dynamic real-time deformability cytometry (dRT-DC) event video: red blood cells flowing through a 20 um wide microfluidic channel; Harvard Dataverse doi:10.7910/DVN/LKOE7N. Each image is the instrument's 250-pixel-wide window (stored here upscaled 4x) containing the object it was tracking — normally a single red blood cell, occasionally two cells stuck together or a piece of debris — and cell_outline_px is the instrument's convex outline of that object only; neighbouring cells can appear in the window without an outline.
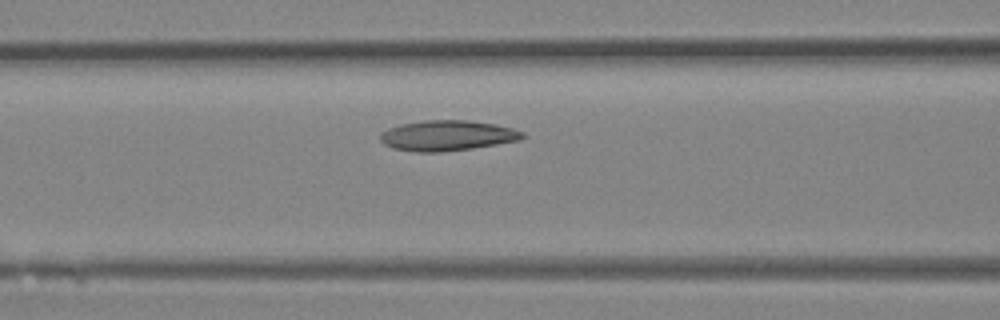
{"species": "Egyptian fruit bat (a non-hibernating species)", "species_latin": "Rousettus aegyptiacus", "temperature_condition": "room temperature", "stored_images_in_passage": 20, "camera_frame_rate_fps": 3000, "um_per_image_px": 0.085, "animal": {"sex": "female"}, "frame": {"image": 1, "passage_image": 4, "time_ms": 1.0, "image_size_px": [1000, 320], "cell_outline_px": [[524, 136], [520, 140], [472, 148], [440, 152], [416, 152], [392, 148], [384, 144], [380, 140], [380, 132], [388, 128], [400, 124], [424, 120], [468, 120], [496, 124], [512, 128], [524, 132]], "centroid_in_image_um": [37.99, 11.52], "position_along_channel_um": 128.6, "area_um2": 25.26}}
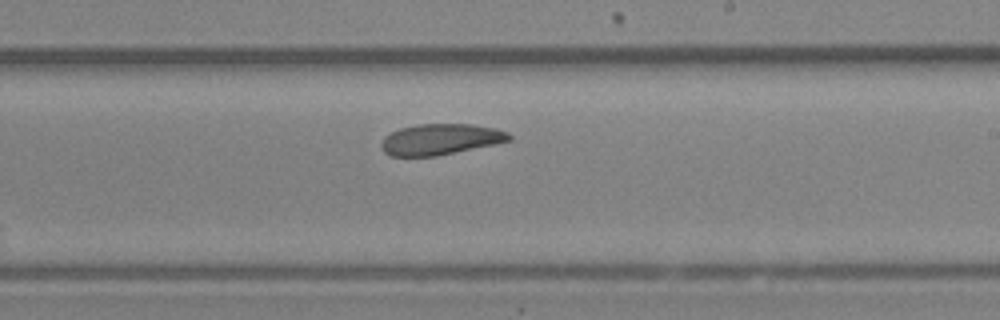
{"frame": {"image": 2, "passage_image": 11, "time_ms": 3.333, "image_size_px": [1000, 320], "cell_outline_px": [[512, 140], [436, 156], [388, 156], [384, 152], [380, 144], [384, 136], [400, 128], [416, 124], [472, 124], [496, 128], [508, 132], [512, 136]], "centroid_in_image_um": [37.42, 11.83], "position_along_channel_um": 251.6, "area_um2": 23.06}}
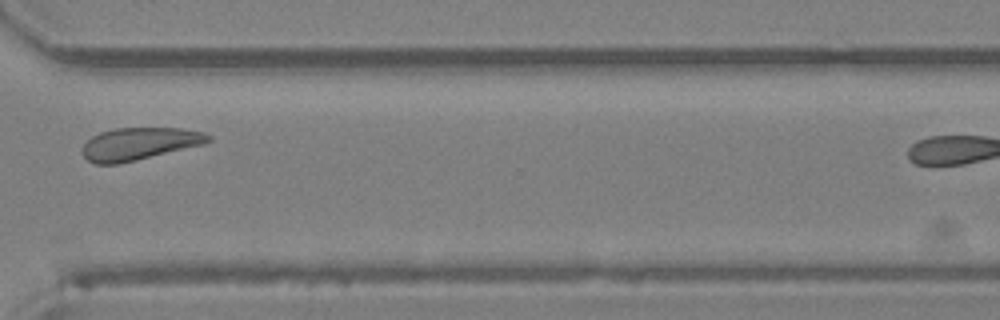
{"frame": {"image": 3, "passage_image": 17, "time_ms": 5.333, "image_size_px": [1000, 320], "cell_outline_px": [[212, 140], [204, 144], [120, 164], [96, 164], [88, 160], [84, 156], [84, 144], [92, 136], [100, 132], [116, 128], [180, 128], [204, 132], [212, 136]], "centroid_in_image_um": [11.87, 12.22], "position_along_channel_um": 358.7, "area_um2": 23.7}}